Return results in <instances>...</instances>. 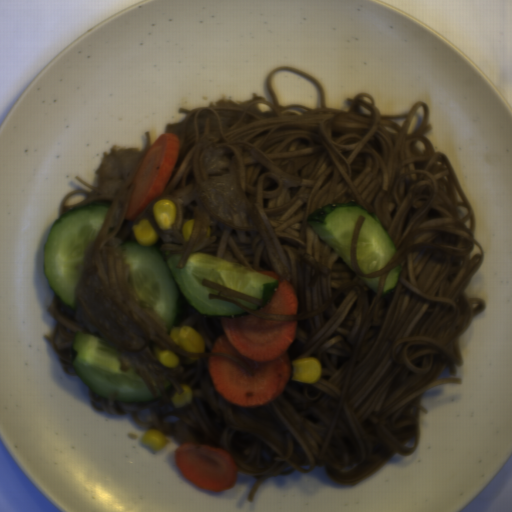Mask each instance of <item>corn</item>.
<instances>
[{
    "mask_svg": "<svg viewBox=\"0 0 512 512\" xmlns=\"http://www.w3.org/2000/svg\"><path fill=\"white\" fill-rule=\"evenodd\" d=\"M132 233L136 243L144 247L152 248L159 239V234L145 219H140L137 224L132 225Z\"/></svg>",
    "mask_w": 512,
    "mask_h": 512,
    "instance_id": "corn-4",
    "label": "corn"
},
{
    "mask_svg": "<svg viewBox=\"0 0 512 512\" xmlns=\"http://www.w3.org/2000/svg\"><path fill=\"white\" fill-rule=\"evenodd\" d=\"M180 388L182 390L181 393H178L177 390L173 388L170 394L171 401L176 408H181L188 404L193 396V391L187 384H182Z\"/></svg>",
    "mask_w": 512,
    "mask_h": 512,
    "instance_id": "corn-6",
    "label": "corn"
},
{
    "mask_svg": "<svg viewBox=\"0 0 512 512\" xmlns=\"http://www.w3.org/2000/svg\"><path fill=\"white\" fill-rule=\"evenodd\" d=\"M153 218L161 230H168L177 219V207L170 199H161L152 205Z\"/></svg>",
    "mask_w": 512,
    "mask_h": 512,
    "instance_id": "corn-3",
    "label": "corn"
},
{
    "mask_svg": "<svg viewBox=\"0 0 512 512\" xmlns=\"http://www.w3.org/2000/svg\"><path fill=\"white\" fill-rule=\"evenodd\" d=\"M194 224H195L194 219H191V220H188L187 222H185L184 225L182 226L181 233H182V237H183L184 241L190 240V238L192 236Z\"/></svg>",
    "mask_w": 512,
    "mask_h": 512,
    "instance_id": "corn-8",
    "label": "corn"
},
{
    "mask_svg": "<svg viewBox=\"0 0 512 512\" xmlns=\"http://www.w3.org/2000/svg\"><path fill=\"white\" fill-rule=\"evenodd\" d=\"M292 370L290 380L305 382V383H316L322 372V366L319 359L315 358H302L291 361Z\"/></svg>",
    "mask_w": 512,
    "mask_h": 512,
    "instance_id": "corn-2",
    "label": "corn"
},
{
    "mask_svg": "<svg viewBox=\"0 0 512 512\" xmlns=\"http://www.w3.org/2000/svg\"><path fill=\"white\" fill-rule=\"evenodd\" d=\"M156 358L158 361L167 368L177 367L180 363V358L171 350H159Z\"/></svg>",
    "mask_w": 512,
    "mask_h": 512,
    "instance_id": "corn-7",
    "label": "corn"
},
{
    "mask_svg": "<svg viewBox=\"0 0 512 512\" xmlns=\"http://www.w3.org/2000/svg\"><path fill=\"white\" fill-rule=\"evenodd\" d=\"M169 335L176 347L182 351L199 354L205 352L201 333L189 326H175L169 331Z\"/></svg>",
    "mask_w": 512,
    "mask_h": 512,
    "instance_id": "corn-1",
    "label": "corn"
},
{
    "mask_svg": "<svg viewBox=\"0 0 512 512\" xmlns=\"http://www.w3.org/2000/svg\"><path fill=\"white\" fill-rule=\"evenodd\" d=\"M140 443H142L155 453H158L163 449L167 441L165 436H163L161 432L152 429L143 433V435L140 438Z\"/></svg>",
    "mask_w": 512,
    "mask_h": 512,
    "instance_id": "corn-5",
    "label": "corn"
}]
</instances>
